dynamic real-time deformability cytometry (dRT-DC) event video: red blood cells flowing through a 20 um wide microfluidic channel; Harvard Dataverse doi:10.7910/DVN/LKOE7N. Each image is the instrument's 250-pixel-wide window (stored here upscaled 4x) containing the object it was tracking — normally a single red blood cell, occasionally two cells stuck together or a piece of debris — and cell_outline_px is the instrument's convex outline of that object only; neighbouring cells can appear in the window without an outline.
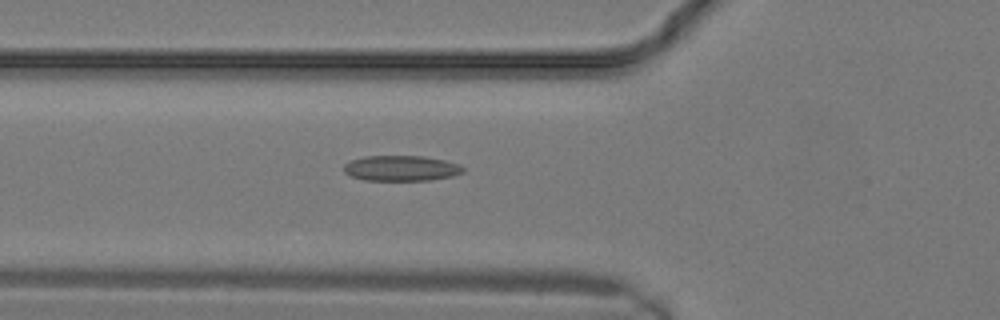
{"species": "common noctule bat (a hibernating species)", "species_latin": "Nyctalus noctula", "temperature_condition": "warm", "stored_images_in_passage": 18, "camera_frame_rate_fps": 3000, "um_per_image_px": 0.085, "animal": {"sex": "male", "body_mass_g": 19.2, "forearm_length_mm": 51.8}, "frame": {"image": 1, "passage_image": 10, "time_ms": 3.0, "image_size_px": [1000, 320], "cell_outline_px": [[464, 172], [452, 176], [432, 180], [364, 180], [352, 176], [344, 172], [344, 164], [352, 160], [364, 156], [424, 156], [444, 160], [456, 164], [464, 168]], "centroid_in_image_um": [34.09, 14.3], "position_along_channel_um": 91.7, "area_um2": 17.57}}
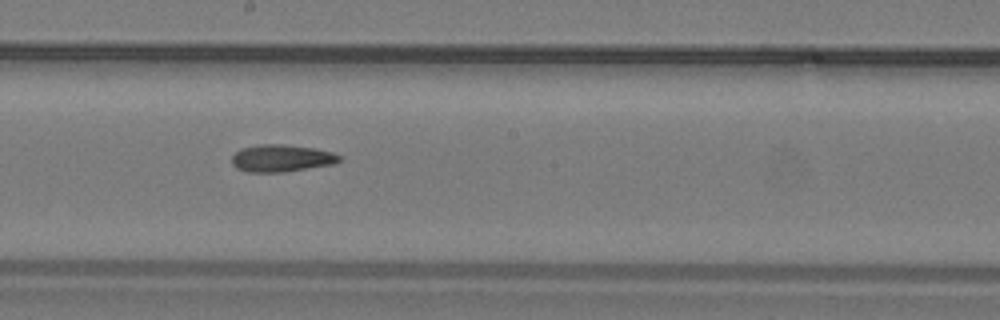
{"frame": {"image": 2, "passage_image": 15, "time_ms": 4.667, "image_size_px": [1000, 320], "cell_outline_px": [[340, 160], [336, 164], [284, 172], [248, 172], [236, 168], [232, 164], [232, 156], [240, 148], [260, 144], [280, 144], [316, 148], [332, 152], [340, 156]], "centroid_in_image_um": [23.93, 13.45], "position_along_channel_um": 224.3, "area_um2": 17.17}}
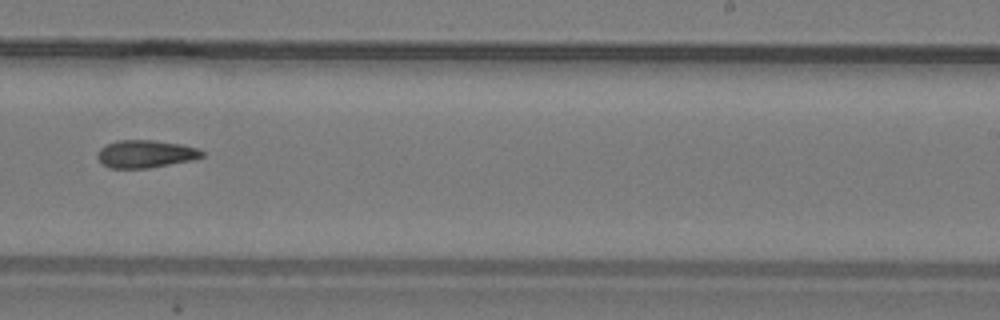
{"frame": {"image": 3, "passage_image": 17, "time_ms": 5.333, "image_size_px": [1000, 320], "cell_outline_px": [[204, 156], [192, 160], [148, 168], [108, 168], [96, 156], [100, 148], [104, 144], [116, 140], [152, 140], [180, 144], [200, 148], [204, 152]], "centroid_in_image_um": [12.37, 13.07], "position_along_channel_um": 276.6, "area_um2": 16.94}}